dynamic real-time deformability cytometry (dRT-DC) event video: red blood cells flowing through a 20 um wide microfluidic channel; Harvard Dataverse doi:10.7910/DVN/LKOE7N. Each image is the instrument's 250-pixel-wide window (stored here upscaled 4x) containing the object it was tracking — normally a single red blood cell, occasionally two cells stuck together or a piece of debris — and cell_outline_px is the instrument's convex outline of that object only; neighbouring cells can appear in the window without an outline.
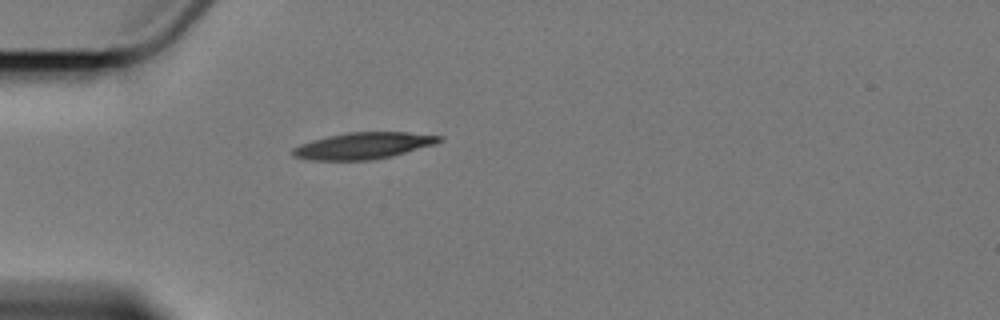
{"species": "Egyptian fruit bat (a non-hibernating species)", "species_latin": "Rousettus aegyptiacus", "temperature_condition": "cold", "stored_images_in_passage": 1, "camera_frame_rate_fps": 3000, "um_per_image_px": 0.085, "animal": {"sex": "female"}, "frame": {"image": 1, "passage_image": 1, "time_ms": 0.0, "image_size_px": [1000, 320], "cell_outline_px": [[444, 140], [436, 144], [392, 156], [368, 160], [308, 160], [292, 156], [292, 148], [300, 144], [312, 140], [328, 136], [348, 132], [408, 132], [444, 136]], "centroid_in_image_um": [30.9, 12.38], "position_along_channel_um": 54.1, "area_um2": 22.77}}